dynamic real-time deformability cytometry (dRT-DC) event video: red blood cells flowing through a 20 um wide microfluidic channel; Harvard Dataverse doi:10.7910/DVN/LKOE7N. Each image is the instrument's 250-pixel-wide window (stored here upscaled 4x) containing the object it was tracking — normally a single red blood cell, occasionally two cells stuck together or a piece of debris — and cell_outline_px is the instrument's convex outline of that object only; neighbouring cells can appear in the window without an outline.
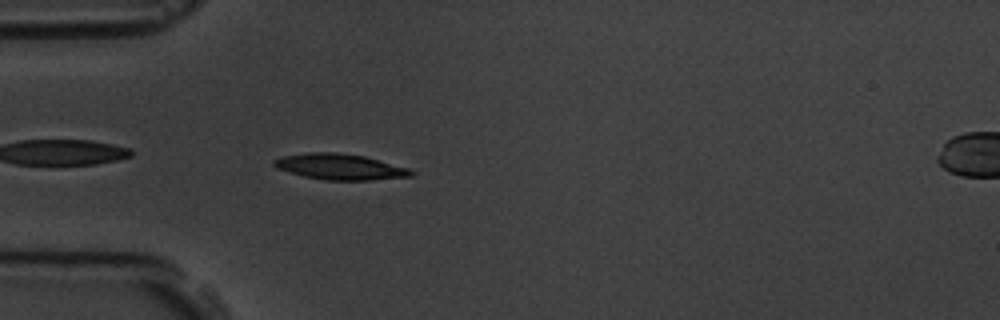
{"species": "common noctule bat (a hibernating species)", "species_latin": "Nyctalus noctula", "temperature_condition": "room temperature", "stored_images_in_passage": 5, "segment_of_instrument_passage": [1, 2], "camera_frame_rate_fps": 3000, "um_per_image_px": 0.085, "animal": {"sex": "male", "body_mass_g": 19.5, "forearm_length_mm": 54.6}, "frame": {"image": 1, "passage_image": 4, "time_ms": 3.333, "image_size_px": [1000, 320], "cell_outline_px": [[416, 172], [412, 176], [368, 180], [328, 180], [304, 176], [276, 168], [272, 164], [272, 160], [284, 156], [308, 152], [336, 152], [364, 156], [408, 168]], "centroid_in_image_um": [28.88, 14.17], "position_along_channel_um": 56.1, "area_um2": 20.46}}